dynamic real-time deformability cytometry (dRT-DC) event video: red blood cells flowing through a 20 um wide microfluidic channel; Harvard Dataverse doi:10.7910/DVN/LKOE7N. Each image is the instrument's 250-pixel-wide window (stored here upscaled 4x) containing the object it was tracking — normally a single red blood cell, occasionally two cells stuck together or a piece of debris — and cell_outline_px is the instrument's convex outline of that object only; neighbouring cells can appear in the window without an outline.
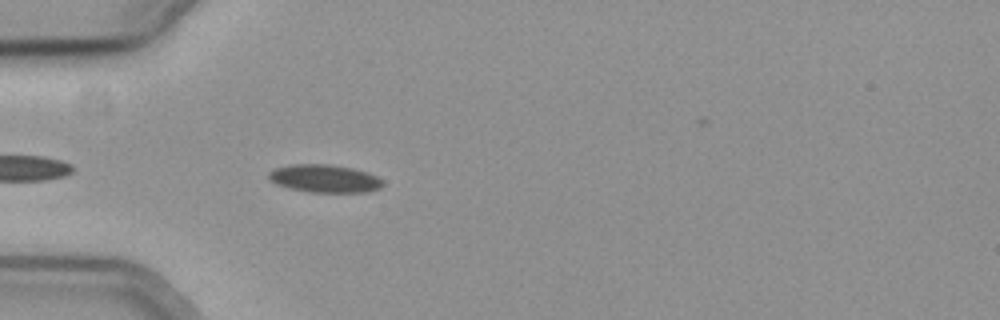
{"species": "common noctule bat (a hibernating species)", "species_latin": "Nyctalus noctula", "temperature_condition": "cold", "stored_images_in_passage": 12, "camera_frame_rate_fps": 3000, "um_per_image_px": 0.085, "animal": {"sex": "female", "body_mass_g": 19.3, "forearm_length_mm": 54.1}, "frame": {"image": 1, "passage_image": 4, "time_ms": 1.0, "image_size_px": [1000, 320], "cell_outline_px": [[384, 184], [380, 188], [368, 192], [308, 192], [288, 188], [276, 184], [268, 180], [268, 172], [276, 168], [288, 164], [328, 164], [352, 168], [368, 172], [384, 180]], "centroid_in_image_um": [27.58, 15.18], "position_along_channel_um": 57.4, "area_um2": 18.79}}
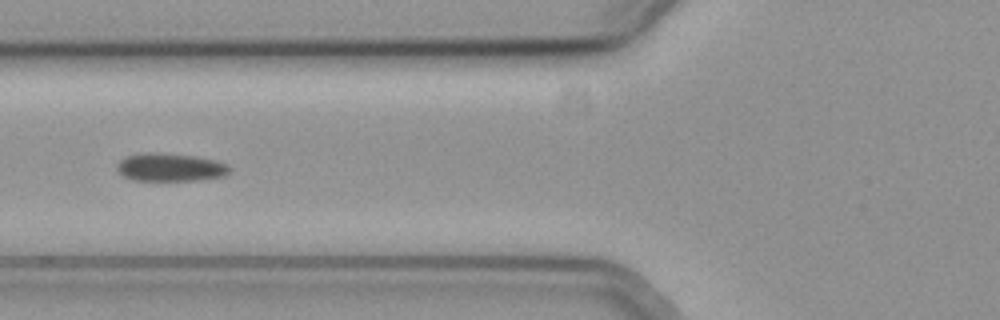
{"frame": {"image": 2, "passage_image": 9, "time_ms": 2.667, "image_size_px": [1000, 320], "cell_outline_px": [[232, 168], [224, 176], [196, 180], [132, 180], [116, 172], [116, 164], [124, 156], [148, 152], [156, 152], [196, 156], [216, 160], [228, 164]], "centroid_in_image_um": [14.44, 14.21], "position_along_channel_um": 111.4, "area_um2": 18.61}}